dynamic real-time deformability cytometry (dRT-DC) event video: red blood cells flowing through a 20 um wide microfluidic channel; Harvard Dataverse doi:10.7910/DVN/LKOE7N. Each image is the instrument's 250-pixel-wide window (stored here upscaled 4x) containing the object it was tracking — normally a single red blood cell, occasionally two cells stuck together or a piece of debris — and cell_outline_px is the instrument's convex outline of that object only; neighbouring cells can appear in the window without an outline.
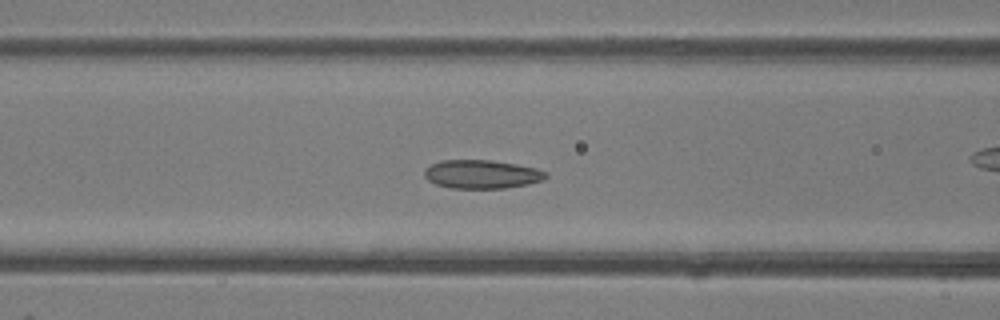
{"species": "common noctule bat (a hibernating species)", "species_latin": "Nyctalus noctula", "temperature_condition": "room temperature", "stored_images_in_passage": 49, "camera_frame_rate_fps": 3000, "um_per_image_px": 0.085, "animal": {"sex": "female"}, "frame": {"image": 1, "passage_image": 20, "time_ms": 6.333, "image_size_px": [1000, 320], "cell_outline_px": [[548, 176], [544, 180], [528, 184], [504, 188], [452, 188], [436, 184], [428, 180], [424, 176], [424, 168], [440, 160], [492, 160], [516, 164], [536, 168], [548, 172]], "centroid_in_image_um": [40.96, 14.8], "position_along_channel_um": 125.6, "area_um2": 20.35}}
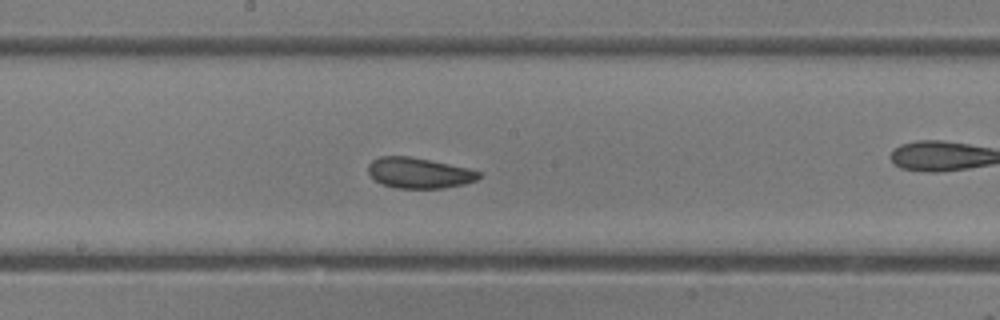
{"frame": {"image": 2, "passage_image": 26, "time_ms": 8.333, "image_size_px": [1000, 320], "cell_outline_px": [[480, 176], [476, 180], [464, 184], [444, 188], [396, 188], [384, 184], [376, 180], [368, 172], [368, 164], [372, 160], [380, 156], [408, 156], [468, 168], [480, 172]], "centroid_in_image_um": [35.6, 14.7], "position_along_channel_um": 212.6, "area_um2": 19.48}}
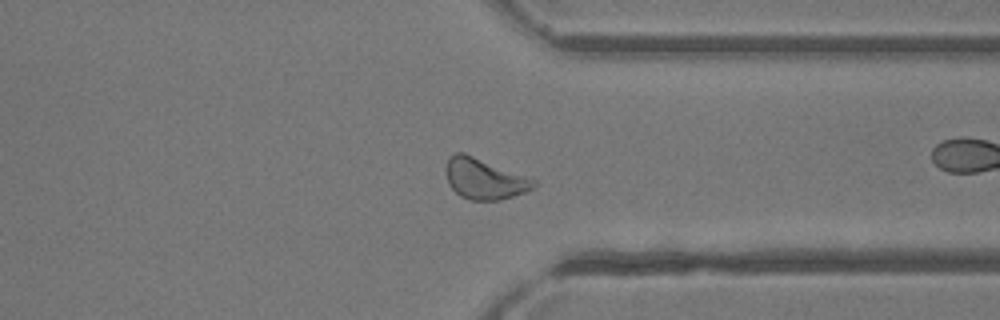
{"frame": {"image": 3, "passage_image": 37, "time_ms": 12.0, "image_size_px": [1000, 320], "cell_outline_px": [[536, 184], [532, 188], [524, 192], [500, 200], [472, 200], [460, 196], [448, 184], [448, 156], [456, 152], [464, 152], [528, 176], [536, 180]], "centroid_in_image_um": [41.19, 15.19], "position_along_channel_um": 370.2, "area_um2": 20.63}, "authors_computed_cell_mechanics": {"area_um2": 21.0392, "velocity_mm_per_s": 4.3471, "shape_relaxation_time_tau1_ms": 4.4299, "shape_relaxation_time_tau2_ms": 4.6354, "deformation_change_tau1": 0.1037, "deformation_change_tau2": 0.0914}}